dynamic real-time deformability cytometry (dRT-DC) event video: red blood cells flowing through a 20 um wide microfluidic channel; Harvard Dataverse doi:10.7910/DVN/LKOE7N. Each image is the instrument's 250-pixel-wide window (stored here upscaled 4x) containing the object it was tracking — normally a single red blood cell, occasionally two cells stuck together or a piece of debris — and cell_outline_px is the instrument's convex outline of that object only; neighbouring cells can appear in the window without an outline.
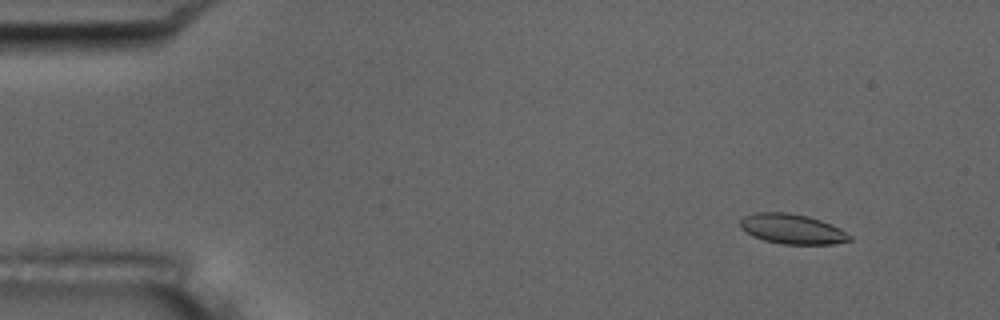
{"species": "common noctule bat (a hibernating species)", "species_latin": "Nyctalus noctula", "temperature_condition": "room temperature", "stored_images_in_passage": 55, "camera_frame_rate_fps": 3000, "um_per_image_px": 0.085, "animal": {"sex": "male", "body_mass_g": 17.5, "forearm_length_mm": 52.3}, "frame": {"image": 1, "passage_image": 6, "time_ms": 1.667, "image_size_px": [1000, 320], "cell_outline_px": [[852, 240], [836, 244], [784, 244], [764, 240], [752, 236], [740, 228], [740, 220], [744, 216], [756, 212], [788, 212], [808, 216], [820, 220], [840, 228], [852, 236]], "centroid_in_image_um": [67.34, 19.46], "position_along_channel_um": 17.7, "area_um2": 19.19}}
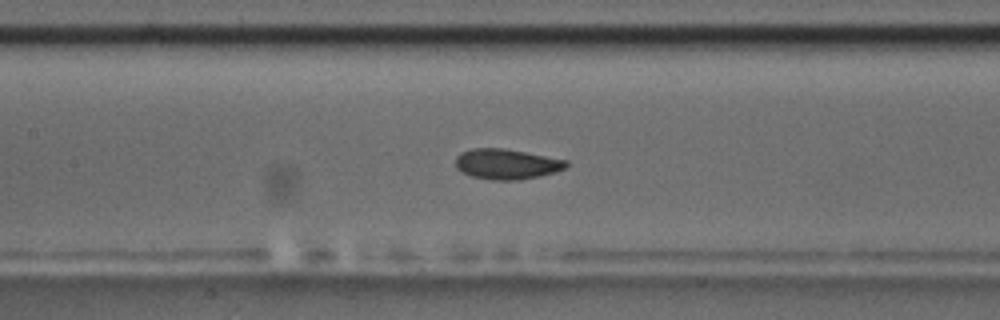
{"frame": {"image": 2, "passage_image": 26, "time_ms": 8.333, "image_size_px": [1000, 320], "cell_outline_px": [[568, 164], [564, 168], [556, 172], [540, 176], [520, 180], [492, 180], [472, 176], [460, 172], [456, 168], [456, 156], [460, 152], [472, 148], [504, 148], [568, 160]], "centroid_in_image_um": [43.04, 13.94], "position_along_channel_um": 164.4, "area_um2": 19.71}}
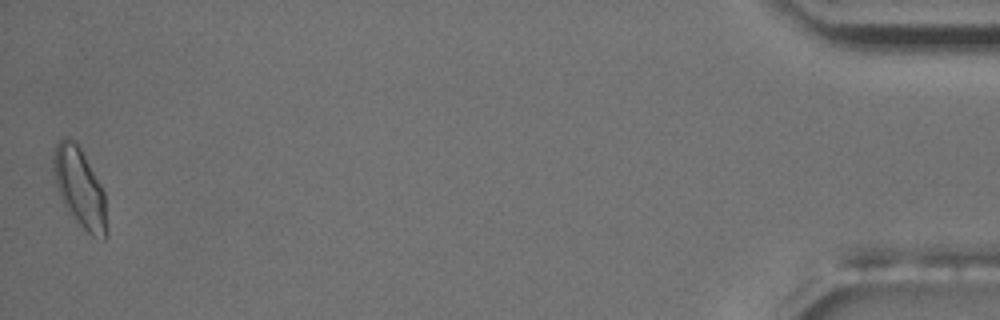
{"frame": {"image": 3, "passage_image": 55, "time_ms": 18.0, "image_size_px": [1000, 320], "cell_outline_px": [[108, 236], [104, 240], [92, 236], [68, 212], [60, 196], [52, 164], [52, 160], [56, 144], [64, 136], [68, 136], [80, 148], [100, 184], [104, 192], [108, 228]], "centroid_in_image_um": [6.8, 16.0], "position_along_channel_um": 428.4, "area_um2": 24.33}, "authors_computed_cell_mechanics": {"area_um2": 19.4208, "velocity_mm_per_s": 3.6831, "shape_relaxation_time_tau1_ms": 5.6262, "shape_relaxation_time_tau2_ms": 1.55, "deformation_change_tau1": 0.1668, "deformation_change_tau2": 0.0653}}